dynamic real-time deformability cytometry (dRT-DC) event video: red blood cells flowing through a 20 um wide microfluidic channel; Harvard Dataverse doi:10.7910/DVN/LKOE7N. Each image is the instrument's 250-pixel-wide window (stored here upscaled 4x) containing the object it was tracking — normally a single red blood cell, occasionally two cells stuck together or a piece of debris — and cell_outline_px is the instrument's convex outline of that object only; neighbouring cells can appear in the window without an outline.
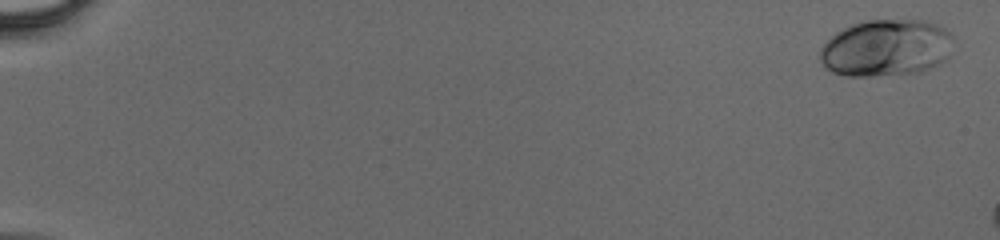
{"species": "human", "species_latin": "Homo sapiens", "temperature_condition": "cold", "stored_images_in_passage": 14, "camera_frame_rate_fps": 3000, "um_per_image_px": 0.085, "donor": {"sex": "male"}, "frame": {"image": 1, "passage_image": 2, "time_ms": 0.333, "image_size_px": [1000, 240], "cell_outline_px": [[952, 36], [948, 56], [940, 64], [920, 72], [872, 76], [844, 76], [832, 72], [824, 68], [820, 60], [820, 48], [836, 32], [852, 24], [864, 20], [924, 20], [936, 24], [944, 28]], "centroid_in_image_um": [75.29, 4.08], "position_along_channel_um": 9.7, "area_um2": 44.27}}